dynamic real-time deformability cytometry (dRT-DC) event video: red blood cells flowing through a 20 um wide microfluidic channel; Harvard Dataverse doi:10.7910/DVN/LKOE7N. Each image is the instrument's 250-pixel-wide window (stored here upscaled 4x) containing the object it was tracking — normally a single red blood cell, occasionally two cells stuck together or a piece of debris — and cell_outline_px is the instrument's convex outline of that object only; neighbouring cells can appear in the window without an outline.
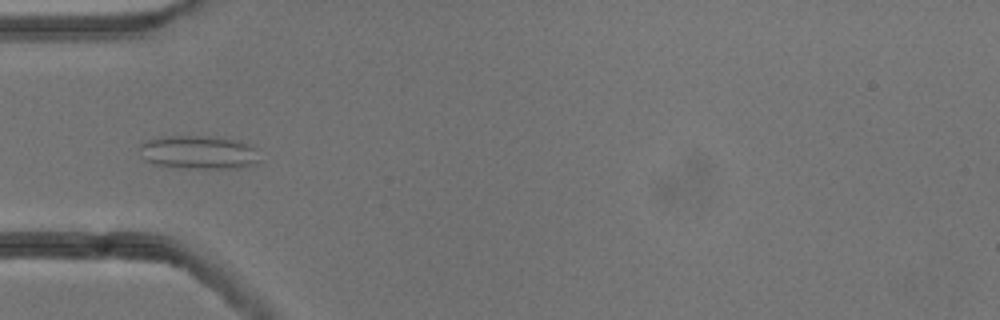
{"species": "common noctule bat (a hibernating species)", "species_latin": "Nyctalus noctula", "temperature_condition": "cold", "stored_images_in_passage": 45, "camera_frame_rate_fps": 3000, "um_per_image_px": 0.085, "animal": {"sex": "male", "body_mass_g": 13.3}, "frame": {"image": 1, "passage_image": 16, "time_ms": 5.0, "image_size_px": [1000, 320], "cell_outline_px": [[260, 160], [256, 164], [236, 168], [184, 168], [152, 164], [144, 160], [140, 148], [140, 144], [148, 140], [168, 136], [212, 136], [236, 140], [252, 148]], "centroid_in_image_um": [16.84, 12.96], "position_along_channel_um": 68.2, "area_um2": 23.12}}
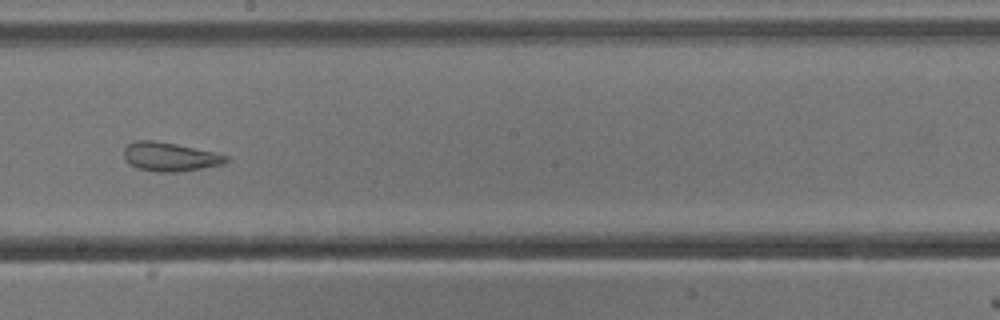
{"frame": {"image": 2, "passage_image": 29, "time_ms": 9.333, "image_size_px": [1000, 320], "cell_outline_px": [[232, 160], [224, 164], [200, 168], [172, 172], [156, 172], [136, 168], [124, 156], [124, 148], [128, 144], [136, 140], [152, 140], [176, 144], [216, 152], [228, 156]], "centroid_in_image_um": [14.48, 13.32], "position_along_channel_um": 233.7, "area_um2": 17.11}}
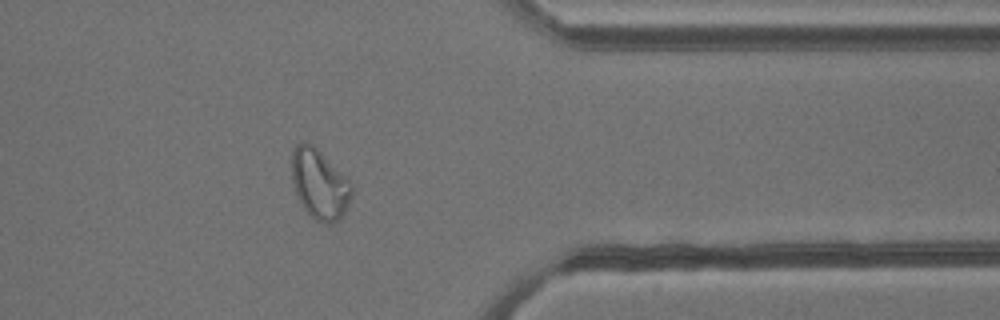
{"frame": {"image": 3, "passage_image": 42, "time_ms": 13.667, "image_size_px": [1000, 320], "cell_outline_px": [[352, 196], [344, 212], [332, 224], [324, 224], [316, 220], [304, 208], [296, 192], [292, 180], [292, 152], [296, 144], [300, 140], [304, 140], [312, 144], [352, 184]], "centroid_in_image_um": [27.14, 15.63], "position_along_channel_um": 384.3, "area_um2": 23.93}, "authors_computed_cell_mechanics": {"area_um2": 23.12, "velocity_mm_per_s": 3.7987, "shape_relaxation_time_tau1_ms": null, "shape_relaxation_time_tau2_ms": 1.5691, "deformation_change_tau1": null, "deformation_change_tau2": 0.0781}}